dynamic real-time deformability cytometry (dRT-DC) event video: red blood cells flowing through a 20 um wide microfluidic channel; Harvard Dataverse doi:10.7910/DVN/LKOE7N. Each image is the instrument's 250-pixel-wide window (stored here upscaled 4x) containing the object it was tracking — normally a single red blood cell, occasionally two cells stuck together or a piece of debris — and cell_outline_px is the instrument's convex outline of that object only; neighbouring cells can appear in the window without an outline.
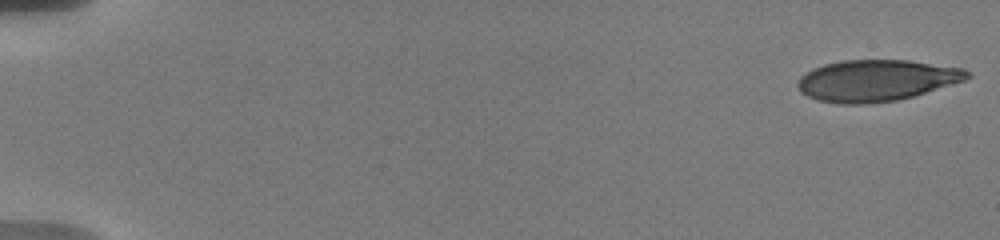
{"species": "human", "species_latin": "Homo sapiens", "temperature_condition": "warm", "stored_images_in_passage": 55, "camera_frame_rate_fps": 3000, "um_per_image_px": 0.085, "donor": {"sex": "male"}, "frame": {"image": 1, "passage_image": 1, "time_ms": 0.0, "image_size_px": [1000, 240], "cell_outline_px": [[972, 76], [964, 80], [952, 84], [912, 96], [896, 100], [868, 104], [840, 104], [816, 100], [800, 92], [796, 84], [800, 76], [812, 68], [824, 64], [840, 60], [908, 60], [964, 68], [972, 72]], "centroid_in_image_um": [74.47, 6.83], "position_along_channel_um": 10.5, "area_um2": 41.1}}
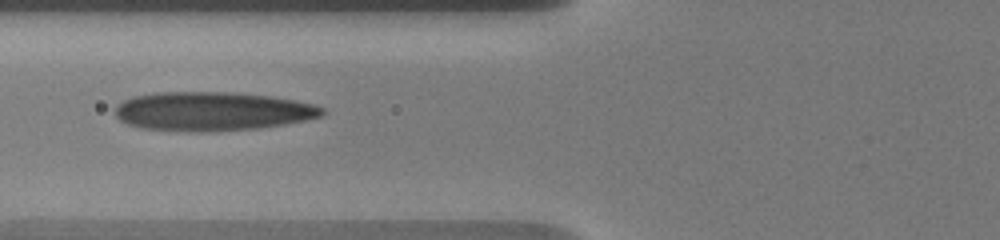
{"frame": {"image": 2, "passage_image": 16, "time_ms": 7.333, "image_size_px": [1000, 240], "cell_outline_px": [[328, 112], [320, 116], [288, 124], [260, 128], [216, 132], [188, 132], [140, 128], [128, 124], [120, 120], [116, 116], [112, 108], [116, 104], [132, 96], [156, 92], [232, 92], [268, 96], [296, 100], [316, 104], [324, 108]], "centroid_in_image_um": [18.03, 9.47], "position_along_channel_um": 107.8, "area_um2": 47.8}}
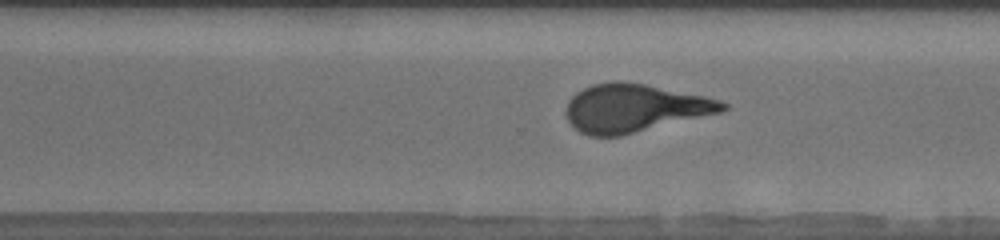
{"frame": {"image": 3, "passage_image": 29, "time_ms": 13.0, "image_size_px": [1000, 240], "cell_outline_px": [[728, 108], [720, 112], [620, 136], [588, 136], [580, 132], [568, 120], [564, 112], [568, 100], [576, 92], [592, 84], [612, 80], [616, 80], [644, 84], [704, 96], [720, 100], [728, 104]], "centroid_in_image_um": [53.87, 9.18], "position_along_channel_um": 316.7, "area_um2": 43.64}, "authors_computed_cell_mechanics": {"area_um2": 43.639, "velocity_mm_per_s": 3.6915, "shape_relaxation_time_tau1_ms": 6.9012, "shape_relaxation_time_tau2_ms": 1.2009, "deformation_change_tau1": 0.2694, "deformation_change_tau2": 0.11}}